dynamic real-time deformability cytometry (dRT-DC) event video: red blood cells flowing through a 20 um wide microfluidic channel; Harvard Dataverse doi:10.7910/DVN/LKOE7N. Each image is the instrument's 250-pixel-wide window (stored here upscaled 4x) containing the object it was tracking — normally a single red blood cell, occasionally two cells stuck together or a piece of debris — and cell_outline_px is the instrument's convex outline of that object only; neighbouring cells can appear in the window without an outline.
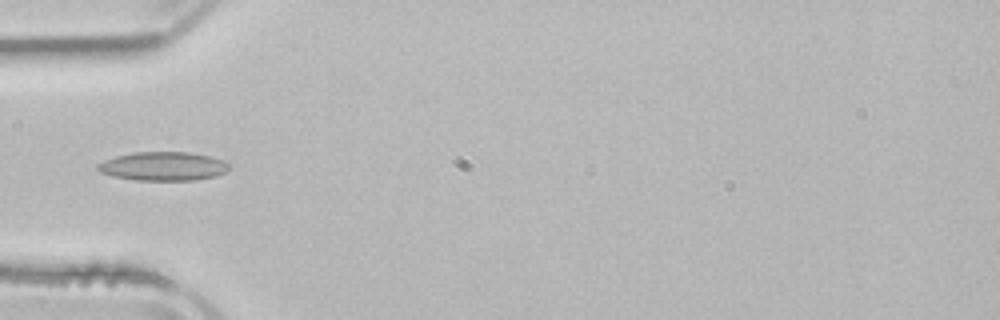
{"species": "common noctule bat (a hibernating species)", "species_latin": "Nyctalus noctula", "temperature_condition": "room temperature", "stored_images_in_passage": 4, "camera_frame_rate_fps": 3000, "um_per_image_px": 0.085, "animal": {"sex": "male", "body_mass_g": 21.5, "forearm_length_mm": 52.0}, "frame": {"image": 1, "passage_image": 4, "time_ms": 4.333, "image_size_px": [1000, 320], "cell_outline_px": [[228, 168], [224, 172], [216, 176], [192, 180], [136, 180], [112, 176], [100, 172], [96, 168], [96, 164], [104, 160], [116, 156], [132, 152], [188, 152], [208, 156], [224, 160], [228, 164]], "centroid_in_image_um": [13.82, 14.13], "position_along_channel_um": 71.2, "area_um2": 21.96}}